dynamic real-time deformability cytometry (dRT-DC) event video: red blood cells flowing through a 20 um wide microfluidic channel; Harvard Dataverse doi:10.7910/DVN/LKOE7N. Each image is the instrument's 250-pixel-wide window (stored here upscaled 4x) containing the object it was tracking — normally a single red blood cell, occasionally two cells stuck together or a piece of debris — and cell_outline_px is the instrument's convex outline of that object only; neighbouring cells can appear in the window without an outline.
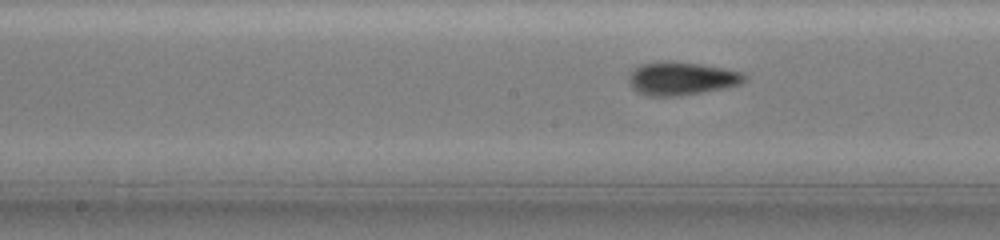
{"species": "common noctule bat (a hibernating species)", "species_latin": "Nyctalus noctula", "temperature_condition": "warm", "stored_images_in_passage": 25, "camera_frame_rate_fps": 3000, "um_per_image_px": 0.085, "animal": {"sex": "female", "body_mass_g": 19.5, "forearm_length_mm": 54.1}, "frame": {"image": 1, "passage_image": 22, "time_ms": 7.0, "image_size_px": [1000, 240], "cell_outline_px": [[744, 80], [736, 84], [704, 92], [680, 96], [648, 96], [632, 88], [628, 80], [632, 72], [640, 64], [664, 60], [700, 64], [724, 68], [740, 72], [744, 76]], "centroid_in_image_um": [57.86, 6.67], "position_along_channel_um": 190.3, "area_um2": 21.96}}